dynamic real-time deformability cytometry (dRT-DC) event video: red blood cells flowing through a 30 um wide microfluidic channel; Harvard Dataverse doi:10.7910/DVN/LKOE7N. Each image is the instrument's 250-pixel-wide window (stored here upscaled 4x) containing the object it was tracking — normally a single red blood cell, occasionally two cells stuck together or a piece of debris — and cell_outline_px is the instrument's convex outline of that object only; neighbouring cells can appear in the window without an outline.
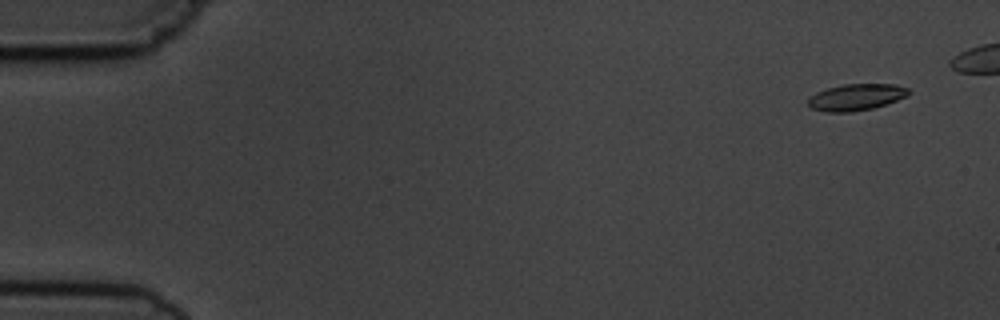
{"species": "common noctule bat (a hibernating species)", "species_latin": "Nyctalus noctula", "temperature_condition": "cold", "stored_images_in_passage": 6, "camera_frame_rate_fps": 3000, "um_per_image_px": 0.085, "animal": {"sex": "male", "body_mass_g": 19.5, "forearm_length_mm": 54.6}, "frame": {"image": 1, "passage_image": 1, "time_ms": 0.0, "image_size_px": [1000, 320], "cell_outline_px": [[912, 92], [908, 96], [872, 108], [852, 112], [824, 112], [812, 108], [808, 104], [808, 96], [816, 92], [828, 88], [844, 84], [896, 84], [908, 88]], "centroid_in_image_um": [72.77, 8.25], "position_along_channel_um": 12.2, "area_um2": 15.61}}
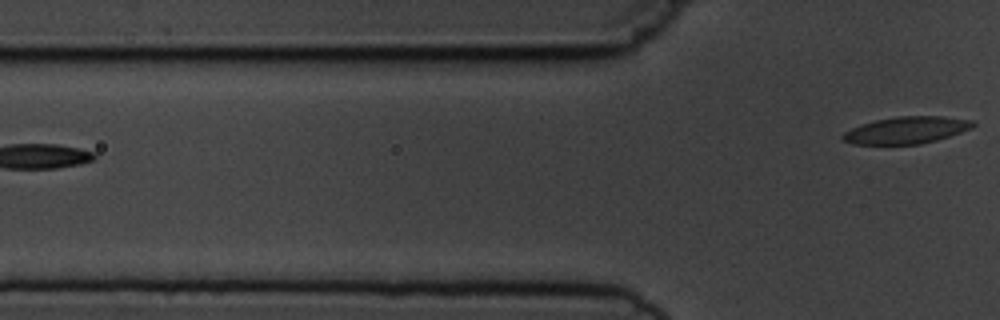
{"frame": {"image": 2, "passage_image": 6, "time_ms": 6.333, "image_size_px": [1000, 320], "cell_outline_px": [[976, 124], [972, 128], [936, 140], [920, 144], [852, 144], [844, 140], [840, 136], [844, 132], [860, 124], [876, 120], [896, 116], [940, 116], [972, 120]], "centroid_in_image_um": [77.02, 11.06], "position_along_channel_um": 48.8, "area_um2": 20.35}}